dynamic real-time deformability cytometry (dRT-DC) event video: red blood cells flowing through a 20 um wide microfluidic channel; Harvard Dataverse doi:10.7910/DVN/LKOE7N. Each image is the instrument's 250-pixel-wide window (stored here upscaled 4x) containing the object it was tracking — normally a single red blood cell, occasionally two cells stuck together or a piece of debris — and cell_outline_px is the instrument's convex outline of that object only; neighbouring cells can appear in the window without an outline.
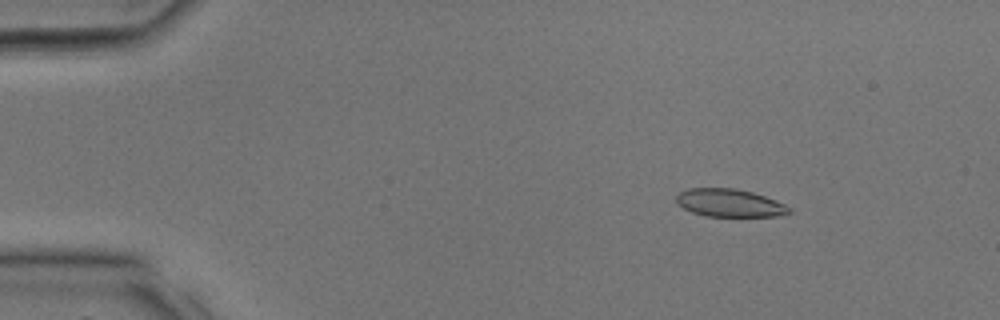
{"species": "common noctule bat (a hibernating species)", "species_latin": "Nyctalus noctula", "temperature_condition": "room temperature", "stored_images_in_passage": 31, "camera_frame_rate_fps": 3000, "um_per_image_px": 0.085, "animal": {"sex": "male", "body_mass_g": 17.9, "forearm_length_mm": 54.2}, "frame": {"image": 1, "passage_image": 4, "time_ms": 1.0, "image_size_px": [1000, 320], "cell_outline_px": [[792, 212], [780, 216], [704, 216], [692, 212], [676, 204], [676, 196], [680, 192], [688, 188], [736, 188], [752, 192], [764, 196], [784, 204], [792, 208]], "centroid_in_image_um": [62.01, 17.25], "position_along_channel_um": 23.0, "area_um2": 18.38}}
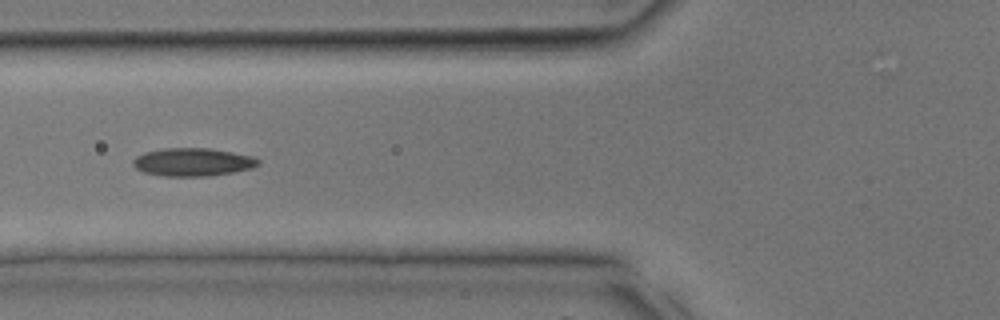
{"frame": {"image": 2, "passage_image": 12, "time_ms": 3.667, "image_size_px": [1000, 320], "cell_outline_px": [[260, 164], [252, 168], [232, 172], [208, 176], [164, 176], [144, 172], [136, 168], [132, 164], [132, 160], [136, 156], [144, 152], [164, 148], [208, 148], [232, 152], [252, 156], [260, 160]], "centroid_in_image_um": [16.37, 13.77], "position_along_channel_um": 109.4, "area_um2": 20.46}}
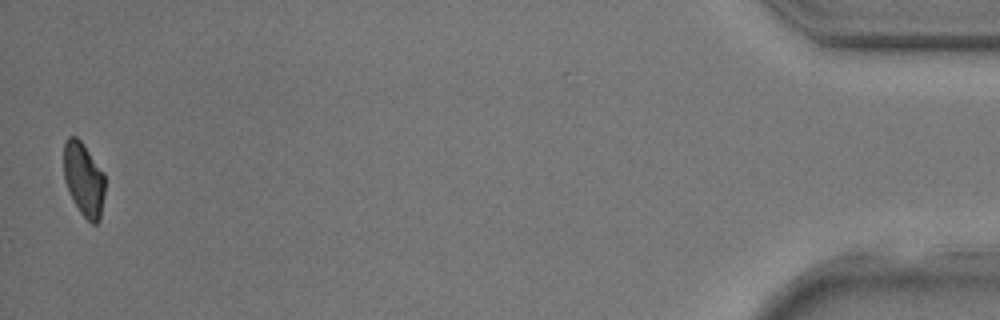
{"frame": {"image": 3, "passage_image": 31, "time_ms": 10.0, "image_size_px": [1000, 320], "cell_outline_px": [[104, 196], [100, 220], [96, 224], [92, 224], [80, 212], [72, 200], [64, 180], [64, 140], [68, 136], [76, 136], [80, 140], [104, 172]], "centroid_in_image_um": [7.11, 15.24], "position_along_channel_um": 428.1, "area_um2": 17.8}}